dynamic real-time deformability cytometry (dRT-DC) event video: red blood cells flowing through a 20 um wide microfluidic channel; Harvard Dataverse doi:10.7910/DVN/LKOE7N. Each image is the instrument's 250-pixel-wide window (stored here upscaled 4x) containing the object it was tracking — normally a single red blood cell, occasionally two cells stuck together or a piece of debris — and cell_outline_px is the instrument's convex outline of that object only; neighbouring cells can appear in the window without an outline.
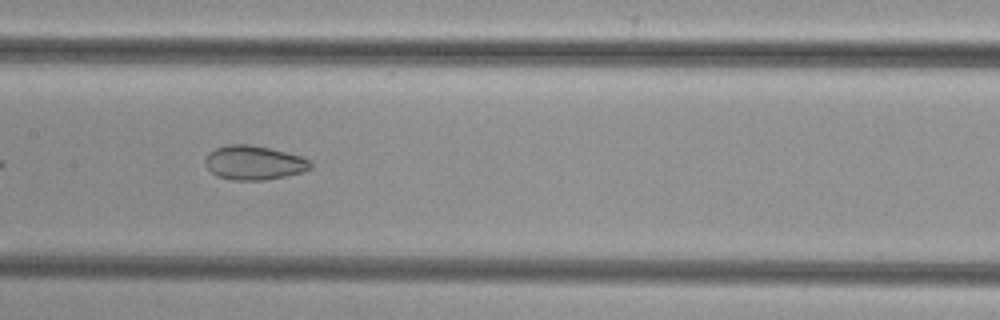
{"species": "common noctule bat (a hibernating species)", "species_latin": "Nyctalus noctula", "temperature_condition": "cold", "stored_images_in_passage": 15, "camera_frame_rate_fps": 3000, "um_per_image_px": 0.085, "animal": {"sex": "female", "body_mass_g": 29.2, "forearm_length_mm": 56.3}, "frame": {"image": 1, "passage_image": 9, "time_ms": 2.667, "image_size_px": [1000, 320], "cell_outline_px": [[312, 168], [300, 172], [284, 176], [264, 180], [232, 180], [216, 176], [204, 164], [204, 160], [208, 152], [216, 148], [228, 144], [252, 144], [300, 156], [312, 160]], "centroid_in_image_um": [21.56, 13.83], "position_along_channel_um": 185.8, "area_um2": 20.98}}